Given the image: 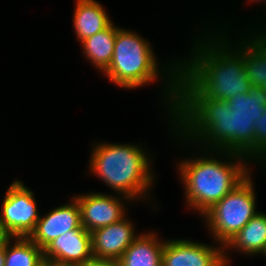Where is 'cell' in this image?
Wrapping results in <instances>:
<instances>
[{"mask_svg": "<svg viewBox=\"0 0 266 266\" xmlns=\"http://www.w3.org/2000/svg\"><path fill=\"white\" fill-rule=\"evenodd\" d=\"M5 235L3 234V232L1 231V228H0V243L5 239Z\"/></svg>", "mask_w": 266, "mask_h": 266, "instance_id": "cb8c5ba5", "label": "cell"}, {"mask_svg": "<svg viewBox=\"0 0 266 266\" xmlns=\"http://www.w3.org/2000/svg\"><path fill=\"white\" fill-rule=\"evenodd\" d=\"M81 227L80 209L74 198L73 204L60 206L39 218L28 238L43 250L55 238Z\"/></svg>", "mask_w": 266, "mask_h": 266, "instance_id": "30bf717a", "label": "cell"}, {"mask_svg": "<svg viewBox=\"0 0 266 266\" xmlns=\"http://www.w3.org/2000/svg\"><path fill=\"white\" fill-rule=\"evenodd\" d=\"M222 252L205 244L173 240L164 243L162 266H226Z\"/></svg>", "mask_w": 266, "mask_h": 266, "instance_id": "ba28073f", "label": "cell"}, {"mask_svg": "<svg viewBox=\"0 0 266 266\" xmlns=\"http://www.w3.org/2000/svg\"><path fill=\"white\" fill-rule=\"evenodd\" d=\"M154 235H141L125 250L119 261L122 266H162L164 243Z\"/></svg>", "mask_w": 266, "mask_h": 266, "instance_id": "5bb4252c", "label": "cell"}, {"mask_svg": "<svg viewBox=\"0 0 266 266\" xmlns=\"http://www.w3.org/2000/svg\"><path fill=\"white\" fill-rule=\"evenodd\" d=\"M126 219L112 223L91 232L92 255L99 259L119 260L133 243L132 225Z\"/></svg>", "mask_w": 266, "mask_h": 266, "instance_id": "7c38bea8", "label": "cell"}, {"mask_svg": "<svg viewBox=\"0 0 266 266\" xmlns=\"http://www.w3.org/2000/svg\"><path fill=\"white\" fill-rule=\"evenodd\" d=\"M43 266H79L74 264H63L54 261H44Z\"/></svg>", "mask_w": 266, "mask_h": 266, "instance_id": "603a6c76", "label": "cell"}, {"mask_svg": "<svg viewBox=\"0 0 266 266\" xmlns=\"http://www.w3.org/2000/svg\"><path fill=\"white\" fill-rule=\"evenodd\" d=\"M230 110L237 117L252 118L253 122L262 117L266 111V88H251L249 93L236 94L230 98Z\"/></svg>", "mask_w": 266, "mask_h": 266, "instance_id": "d6986e66", "label": "cell"}, {"mask_svg": "<svg viewBox=\"0 0 266 266\" xmlns=\"http://www.w3.org/2000/svg\"><path fill=\"white\" fill-rule=\"evenodd\" d=\"M116 33L117 28L111 23L107 28L81 42L85 54L99 70L105 71L112 61Z\"/></svg>", "mask_w": 266, "mask_h": 266, "instance_id": "9a60e30c", "label": "cell"}, {"mask_svg": "<svg viewBox=\"0 0 266 266\" xmlns=\"http://www.w3.org/2000/svg\"><path fill=\"white\" fill-rule=\"evenodd\" d=\"M94 151L90 168L126 198L146 191L151 184L148 159L137 146L101 144Z\"/></svg>", "mask_w": 266, "mask_h": 266, "instance_id": "3957f363", "label": "cell"}, {"mask_svg": "<svg viewBox=\"0 0 266 266\" xmlns=\"http://www.w3.org/2000/svg\"><path fill=\"white\" fill-rule=\"evenodd\" d=\"M202 47V49L200 48ZM195 59L183 70L174 68L177 79V96H205L211 99L229 100L236 94L249 93L252 88L244 67L243 55H228L224 48L201 44ZM186 68V69H185ZM181 75V76H180Z\"/></svg>", "mask_w": 266, "mask_h": 266, "instance_id": "7a4b0ae2", "label": "cell"}, {"mask_svg": "<svg viewBox=\"0 0 266 266\" xmlns=\"http://www.w3.org/2000/svg\"><path fill=\"white\" fill-rule=\"evenodd\" d=\"M258 38L242 51L243 61L251 86L266 88V37Z\"/></svg>", "mask_w": 266, "mask_h": 266, "instance_id": "e0dca14e", "label": "cell"}, {"mask_svg": "<svg viewBox=\"0 0 266 266\" xmlns=\"http://www.w3.org/2000/svg\"><path fill=\"white\" fill-rule=\"evenodd\" d=\"M83 266H122L119 260L99 259L93 257Z\"/></svg>", "mask_w": 266, "mask_h": 266, "instance_id": "44dd1931", "label": "cell"}, {"mask_svg": "<svg viewBox=\"0 0 266 266\" xmlns=\"http://www.w3.org/2000/svg\"><path fill=\"white\" fill-rule=\"evenodd\" d=\"M16 238V244L8 248L11 237H5V266H43V250L28 237Z\"/></svg>", "mask_w": 266, "mask_h": 266, "instance_id": "ac0fdd59", "label": "cell"}, {"mask_svg": "<svg viewBox=\"0 0 266 266\" xmlns=\"http://www.w3.org/2000/svg\"><path fill=\"white\" fill-rule=\"evenodd\" d=\"M44 261L83 266L92 255L91 232L83 227L55 238L43 249Z\"/></svg>", "mask_w": 266, "mask_h": 266, "instance_id": "9c48e42d", "label": "cell"}, {"mask_svg": "<svg viewBox=\"0 0 266 266\" xmlns=\"http://www.w3.org/2000/svg\"><path fill=\"white\" fill-rule=\"evenodd\" d=\"M255 129V153L259 155L260 152L266 154V111L262 117L254 122ZM259 153V154H258Z\"/></svg>", "mask_w": 266, "mask_h": 266, "instance_id": "ffe728a7", "label": "cell"}, {"mask_svg": "<svg viewBox=\"0 0 266 266\" xmlns=\"http://www.w3.org/2000/svg\"><path fill=\"white\" fill-rule=\"evenodd\" d=\"M212 159L183 162L179 169L186 184L190 207L194 206L203 214L248 176L243 165L235 162L234 165L224 164Z\"/></svg>", "mask_w": 266, "mask_h": 266, "instance_id": "277c9868", "label": "cell"}, {"mask_svg": "<svg viewBox=\"0 0 266 266\" xmlns=\"http://www.w3.org/2000/svg\"><path fill=\"white\" fill-rule=\"evenodd\" d=\"M154 59L148 42L117 27L113 58L105 73L121 87L142 86L156 79L158 69Z\"/></svg>", "mask_w": 266, "mask_h": 266, "instance_id": "5b68a950", "label": "cell"}, {"mask_svg": "<svg viewBox=\"0 0 266 266\" xmlns=\"http://www.w3.org/2000/svg\"><path fill=\"white\" fill-rule=\"evenodd\" d=\"M81 224L89 232L122 220L123 207L118 198L103 194H89L76 198Z\"/></svg>", "mask_w": 266, "mask_h": 266, "instance_id": "8fae6325", "label": "cell"}, {"mask_svg": "<svg viewBox=\"0 0 266 266\" xmlns=\"http://www.w3.org/2000/svg\"><path fill=\"white\" fill-rule=\"evenodd\" d=\"M174 81L176 83L170 85L173 86L170 89L174 98L173 109L178 116L181 114L177 120H180V124L182 122L184 128L187 126L188 129L185 131H192L187 135H206L205 138L210 137V141L214 140L215 146L217 143L220 148H227L228 153L232 152V155L255 153V129L252 118L237 117L230 110L226 100L205 96H177V80L173 79Z\"/></svg>", "mask_w": 266, "mask_h": 266, "instance_id": "6da1fadb", "label": "cell"}, {"mask_svg": "<svg viewBox=\"0 0 266 266\" xmlns=\"http://www.w3.org/2000/svg\"><path fill=\"white\" fill-rule=\"evenodd\" d=\"M74 14V26L79 41L93 36L107 28L111 21L103 7L94 0H77Z\"/></svg>", "mask_w": 266, "mask_h": 266, "instance_id": "4fadbf2b", "label": "cell"}, {"mask_svg": "<svg viewBox=\"0 0 266 266\" xmlns=\"http://www.w3.org/2000/svg\"><path fill=\"white\" fill-rule=\"evenodd\" d=\"M251 183L247 176L204 213L215 238L224 243V246L257 214Z\"/></svg>", "mask_w": 266, "mask_h": 266, "instance_id": "8992f818", "label": "cell"}, {"mask_svg": "<svg viewBox=\"0 0 266 266\" xmlns=\"http://www.w3.org/2000/svg\"><path fill=\"white\" fill-rule=\"evenodd\" d=\"M0 266H5V239L0 243Z\"/></svg>", "mask_w": 266, "mask_h": 266, "instance_id": "7402d4cb", "label": "cell"}, {"mask_svg": "<svg viewBox=\"0 0 266 266\" xmlns=\"http://www.w3.org/2000/svg\"><path fill=\"white\" fill-rule=\"evenodd\" d=\"M1 214L0 228L6 237H28L40 218L33 192L19 181L8 189Z\"/></svg>", "mask_w": 266, "mask_h": 266, "instance_id": "52a82bcc", "label": "cell"}, {"mask_svg": "<svg viewBox=\"0 0 266 266\" xmlns=\"http://www.w3.org/2000/svg\"><path fill=\"white\" fill-rule=\"evenodd\" d=\"M238 247L245 253L256 254L266 251V215L257 213L226 246Z\"/></svg>", "mask_w": 266, "mask_h": 266, "instance_id": "2e32d148", "label": "cell"}]
</instances>
